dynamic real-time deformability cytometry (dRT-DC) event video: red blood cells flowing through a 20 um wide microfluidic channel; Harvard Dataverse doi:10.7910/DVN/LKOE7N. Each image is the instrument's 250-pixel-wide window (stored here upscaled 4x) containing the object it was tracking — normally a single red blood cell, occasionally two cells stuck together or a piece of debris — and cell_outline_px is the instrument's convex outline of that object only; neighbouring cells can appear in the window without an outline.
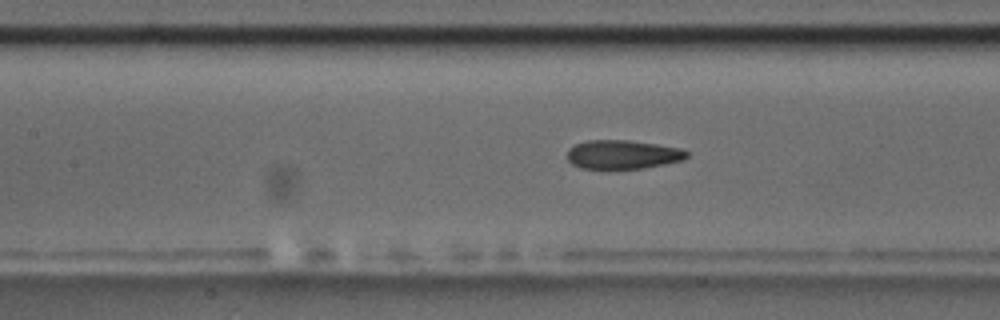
{"species": "common noctule bat (a hibernating species)", "species_latin": "Nyctalus noctula", "temperature_condition": "room temperature", "stored_images_in_passage": 40, "camera_frame_rate_fps": 3000, "um_per_image_px": 0.085, "animal": {"sex": "male", "body_mass_g": 17.5, "forearm_length_mm": 52.3}, "frame": {"image": 1, "passage_image": 8, "time_ms": 2.333, "image_size_px": [1000, 320], "cell_outline_px": [[688, 156], [684, 160], [644, 168], [580, 168], [572, 164], [568, 160], [568, 148], [576, 144], [588, 140], [628, 140], [656, 144], [680, 148], [688, 152]], "centroid_in_image_um": [52.93, 13.13], "position_along_channel_um": 154.5, "area_um2": 20.0}}
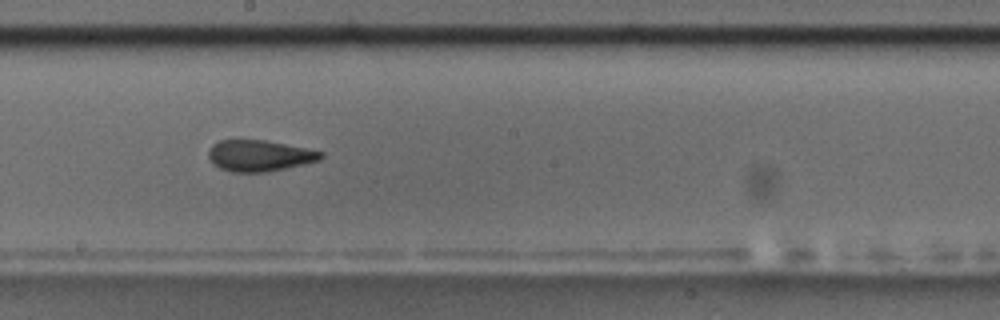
{"frame": {"image": 2, "passage_image": 14, "time_ms": 4.333, "image_size_px": [1000, 320], "cell_outline_px": [[324, 156], [320, 160], [304, 164], [264, 172], [232, 172], [220, 168], [208, 156], [208, 152], [212, 144], [220, 140], [264, 140], [324, 152]], "centroid_in_image_um": [22.05, 13.23], "position_along_channel_um": 226.1, "area_um2": 20.11}}
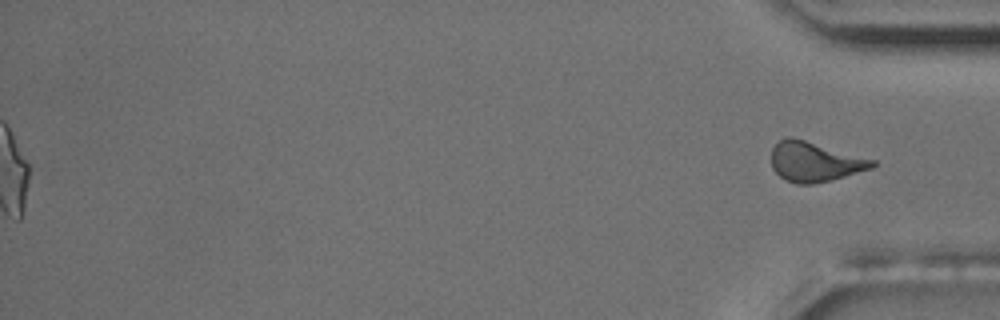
{"frame": {"image": 3, "passage_image": 40, "time_ms": 13.0, "image_size_px": [1000, 320], "cell_outline_px": [[876, 164], [872, 168], [832, 180], [812, 184], [796, 184], [784, 180], [772, 168], [772, 148], [784, 136], [792, 136], [876, 160]], "centroid_in_image_um": [69.24, 13.74], "position_along_channel_um": 366.0, "area_um2": 23.52}, "authors_computed_cell_mechanics": {"area_um2": 20.9236, "velocity_mm_per_s": 3.609, "shape_relaxation_time_tau1_ms": 6.9835, "shape_relaxation_time_tau2_ms": 2.1195, "deformation_change_tau1": 0.1795, "deformation_change_tau2": 0.0856}}